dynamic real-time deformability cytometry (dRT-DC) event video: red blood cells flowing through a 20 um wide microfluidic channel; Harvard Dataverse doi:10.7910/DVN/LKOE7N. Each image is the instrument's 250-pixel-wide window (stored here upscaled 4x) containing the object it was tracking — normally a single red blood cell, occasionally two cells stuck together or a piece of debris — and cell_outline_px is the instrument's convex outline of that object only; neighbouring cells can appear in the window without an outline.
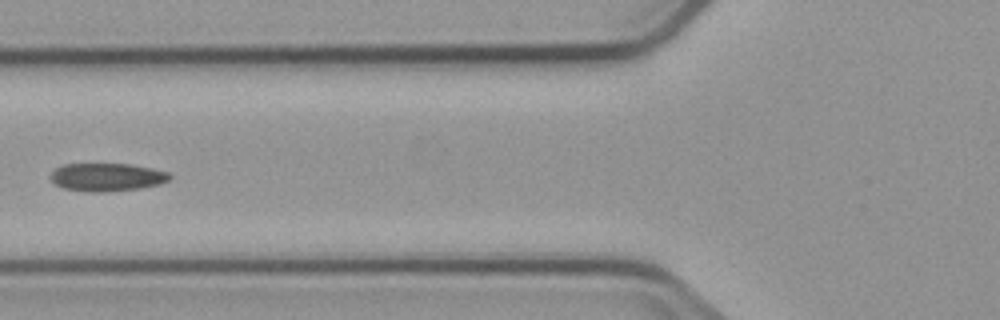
{"species": "common noctule bat (a hibernating species)", "species_latin": "Nyctalus noctula", "temperature_condition": "cold", "stored_images_in_passage": 7, "camera_frame_rate_fps": 3000, "um_per_image_px": 0.085, "animal": {"sex": "male", "body_mass_g": 23.1, "forearm_length_mm": 52.7}, "frame": {"image": 1, "passage_image": 6, "time_ms": 6.0, "image_size_px": [1000, 320], "cell_outline_px": [[172, 176], [168, 180], [160, 184], [140, 188], [104, 192], [92, 192], [64, 188], [56, 184], [48, 176], [56, 168], [64, 164], [132, 164], [152, 168], [168, 172]], "centroid_in_image_um": [9.1, 15.05], "position_along_channel_um": 116.7, "area_um2": 19.42}}
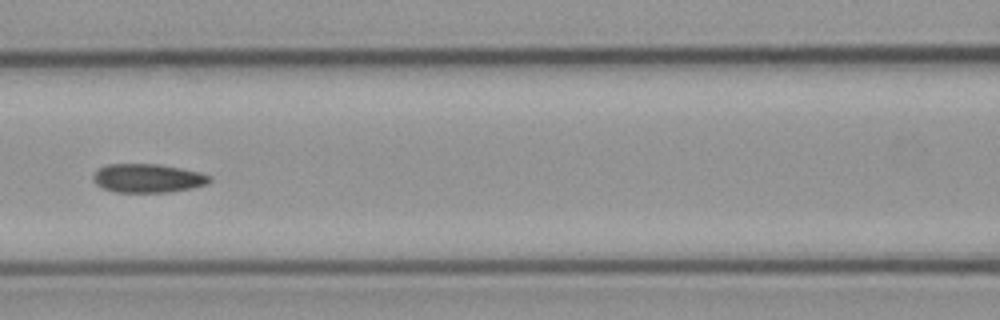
{"frame": {"image": 2, "passage_image": 7, "time_ms": 7.0, "image_size_px": [1000, 320], "cell_outline_px": [[212, 180], [208, 184], [168, 192], [116, 192], [104, 188], [96, 184], [92, 180], [92, 176], [100, 168], [108, 164], [160, 164], [200, 172], [212, 176]], "centroid_in_image_um": [12.57, 15.14], "position_along_channel_um": 154.0, "area_um2": 19.42}}